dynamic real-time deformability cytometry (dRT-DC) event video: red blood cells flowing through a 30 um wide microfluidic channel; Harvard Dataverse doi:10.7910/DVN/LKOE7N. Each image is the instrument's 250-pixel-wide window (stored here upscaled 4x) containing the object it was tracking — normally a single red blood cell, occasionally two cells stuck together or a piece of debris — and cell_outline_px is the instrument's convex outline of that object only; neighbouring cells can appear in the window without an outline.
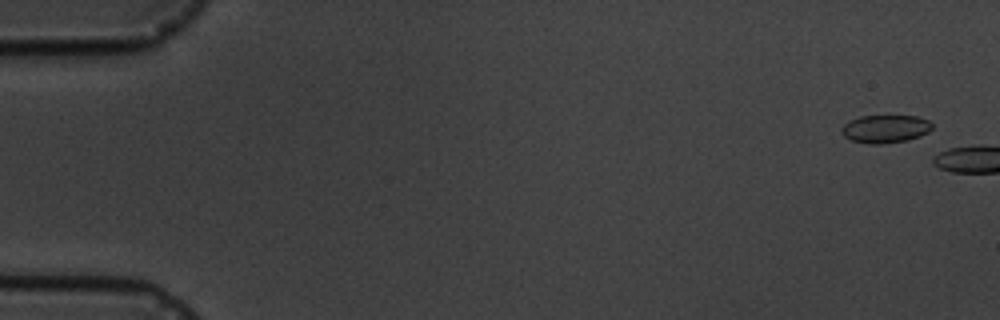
{"species": "common noctule bat (a hibernating species)", "species_latin": "Nyctalus noctula", "temperature_condition": "cold", "stored_images_in_passage": 2, "camera_frame_rate_fps": 3000, "um_per_image_px": 0.085, "animal": {"sex": "male", "body_mass_g": 19.5, "forearm_length_mm": 54.6}, "frame": {"image": 1, "passage_image": 1, "time_ms": 0.0, "image_size_px": [1000, 320], "cell_outline_px": [[932, 128], [928, 132], [920, 136], [908, 140], [880, 144], [868, 144], [852, 140], [844, 136], [840, 132], [840, 128], [844, 124], [860, 116], [916, 116], [928, 120], [932, 124]], "centroid_in_image_um": [75.24, 10.96], "position_along_channel_um": 9.8, "area_um2": 14.74}}